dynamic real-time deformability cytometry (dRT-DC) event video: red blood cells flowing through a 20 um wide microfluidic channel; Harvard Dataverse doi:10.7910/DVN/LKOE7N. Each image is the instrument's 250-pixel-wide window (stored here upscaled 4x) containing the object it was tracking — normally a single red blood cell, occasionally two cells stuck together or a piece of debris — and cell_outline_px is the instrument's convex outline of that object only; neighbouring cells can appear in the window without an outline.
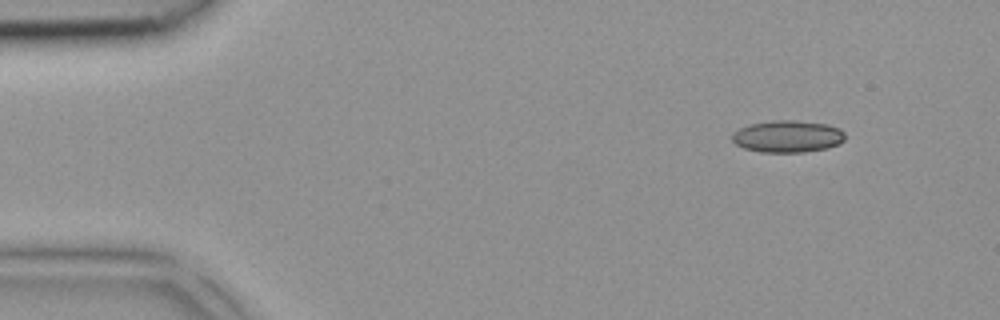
{"species": "common noctule bat (a hibernating species)", "species_latin": "Nyctalus noctula", "temperature_condition": "room temperature", "stored_images_in_passage": 2, "camera_frame_rate_fps": 3000, "um_per_image_px": 0.085, "animal": {"sex": "female", "body_mass_g": 18.4}, "frame": {"image": 1, "passage_image": 1, "time_ms": 0.0, "image_size_px": [1000, 320], "cell_outline_px": [[844, 140], [840, 144], [828, 148], [804, 152], [760, 152], [744, 148], [736, 144], [732, 140], [732, 132], [748, 124], [772, 120], [796, 120], [828, 124], [840, 128], [844, 132]], "centroid_in_image_um": [66.95, 11.59], "position_along_channel_um": 18.0, "area_um2": 21.33}}